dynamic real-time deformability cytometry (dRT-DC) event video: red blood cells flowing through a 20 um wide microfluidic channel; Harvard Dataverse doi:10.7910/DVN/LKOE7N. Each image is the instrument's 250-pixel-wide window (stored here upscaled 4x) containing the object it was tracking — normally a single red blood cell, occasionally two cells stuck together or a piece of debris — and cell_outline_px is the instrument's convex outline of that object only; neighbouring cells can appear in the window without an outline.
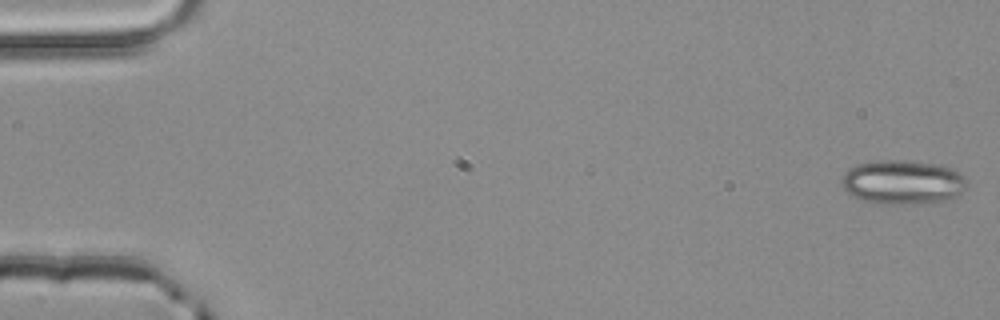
{"species": "common noctule bat (a hibernating species)", "species_latin": "Nyctalus noctula", "temperature_condition": "room temperature", "stored_images_in_passage": 5, "camera_frame_rate_fps": 3000, "um_per_image_px": 0.085, "animal": {"sex": "male", "body_mass_g": 20.4}, "frame": {"image": 1, "passage_image": 1, "time_ms": 0.0, "image_size_px": [1000, 320], "cell_outline_px": [[968, 184], [956, 196], [944, 200], [908, 204], [876, 204], [848, 196], [840, 184], [840, 180], [844, 172], [848, 168], [856, 164], [872, 160], [916, 160], [936, 164], [952, 168], [964, 176], [968, 180]], "centroid_in_image_um": [76.65, 15.47], "position_along_channel_um": 8.4, "area_um2": 32.95}}